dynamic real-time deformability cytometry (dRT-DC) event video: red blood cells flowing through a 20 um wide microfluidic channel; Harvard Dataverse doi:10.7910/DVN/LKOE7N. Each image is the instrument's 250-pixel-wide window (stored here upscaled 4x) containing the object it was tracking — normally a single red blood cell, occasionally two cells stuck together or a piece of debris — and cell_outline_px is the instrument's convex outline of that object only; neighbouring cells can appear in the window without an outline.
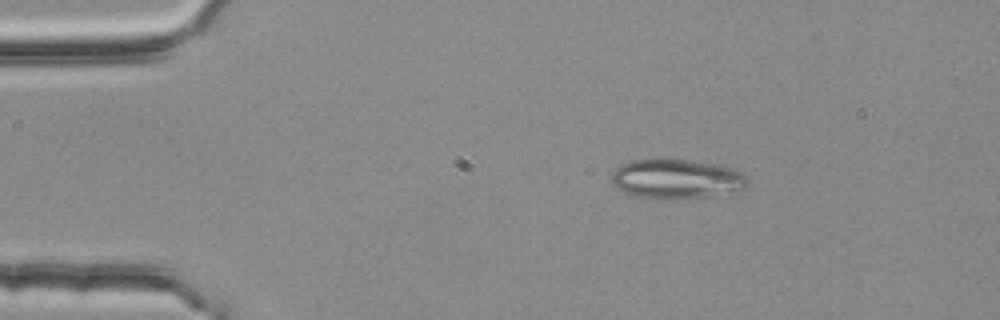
{"species": "common noctule bat (a hibernating species)", "species_latin": "Nyctalus noctula", "temperature_condition": "room temperature", "stored_images_in_passage": 4, "camera_frame_rate_fps": 3000, "um_per_image_px": 0.085, "animal": {"sex": "female", "body_mass_g": 25.1}, "frame": {"image": 1, "passage_image": 1, "time_ms": 0.0, "image_size_px": [1000, 320], "cell_outline_px": [[748, 180], [744, 188], [736, 192], [704, 196], [664, 200], [660, 200], [636, 196], [612, 184], [612, 172], [620, 164], [632, 160], [692, 160], [732, 168], [748, 176]], "centroid_in_image_um": [57.51, 15.22], "position_along_channel_um": 27.5, "area_um2": 31.04}}